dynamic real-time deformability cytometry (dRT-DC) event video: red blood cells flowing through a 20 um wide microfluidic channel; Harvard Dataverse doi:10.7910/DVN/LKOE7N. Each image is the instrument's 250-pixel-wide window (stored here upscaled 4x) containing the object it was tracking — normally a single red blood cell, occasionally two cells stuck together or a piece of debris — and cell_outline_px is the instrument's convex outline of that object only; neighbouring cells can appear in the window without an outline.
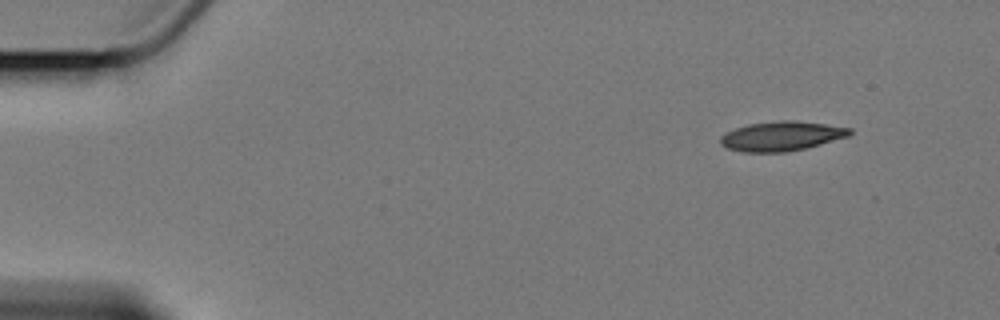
{"species": "Egyptian fruit bat (a non-hibernating species)", "species_latin": "Rousettus aegyptiacus", "temperature_condition": "cold", "stored_images_in_passage": 4, "camera_frame_rate_fps": 3000, "um_per_image_px": 0.085, "animal": {"sex": "female"}, "frame": {"image": 1, "passage_image": 1, "time_ms": 0.0, "image_size_px": [1000, 320], "cell_outline_px": [[852, 132], [848, 136], [820, 144], [788, 152], [744, 152], [728, 148], [720, 144], [720, 136], [724, 132], [748, 124], [780, 120], [792, 120], [824, 124], [852, 128]], "centroid_in_image_um": [66.39, 11.57], "position_along_channel_um": 18.6, "area_um2": 22.14}}
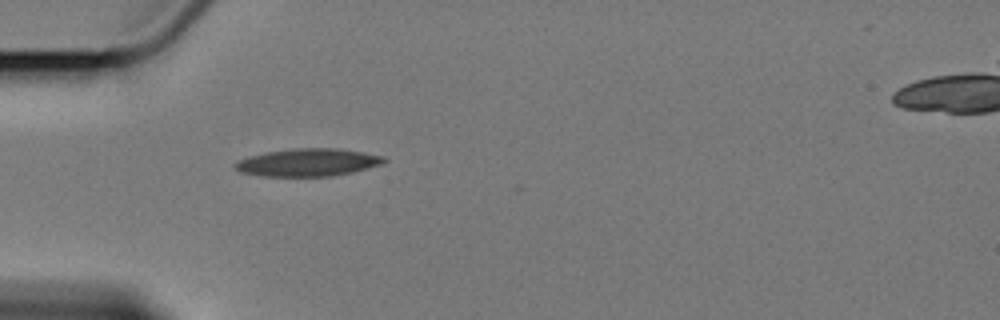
{"frame": {"image": 2, "passage_image": 4, "time_ms": 4.0, "image_size_px": [1000, 320], "cell_outline_px": [[388, 160], [384, 164], [352, 172], [332, 176], [260, 176], [240, 172], [236, 168], [236, 164], [240, 160], [252, 156], [268, 152], [296, 148], [336, 148], [364, 152], [384, 156]], "centroid_in_image_um": [26.26, 13.81], "position_along_channel_um": 58.7, "area_um2": 23.81}}